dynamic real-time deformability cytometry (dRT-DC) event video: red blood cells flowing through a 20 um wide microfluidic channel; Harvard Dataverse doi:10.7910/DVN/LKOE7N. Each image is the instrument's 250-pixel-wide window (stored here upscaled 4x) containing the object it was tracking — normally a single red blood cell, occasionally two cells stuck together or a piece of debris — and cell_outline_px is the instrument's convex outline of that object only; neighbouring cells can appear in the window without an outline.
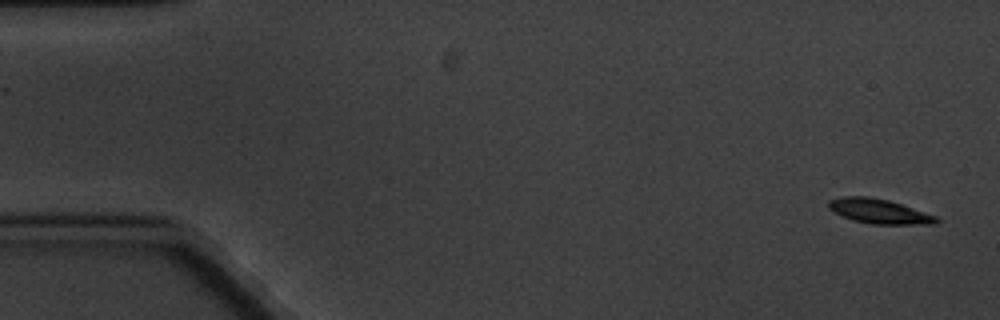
{"species": "common noctule bat (a hibernating species)", "species_latin": "Nyctalus noctula", "temperature_condition": "cold", "stored_images_in_passage": 5, "camera_frame_rate_fps": 3000, "um_per_image_px": 0.085, "animal": {"sex": "male", "body_mass_g": 20.1, "forearm_length_mm": 53.5}, "frame": {"image": 1, "passage_image": 1, "time_ms": 0.0, "image_size_px": [1000, 320], "cell_outline_px": [[940, 220], [936, 224], [872, 224], [852, 220], [828, 208], [828, 200], [844, 196], [868, 196], [888, 200], [936, 216]], "centroid_in_image_um": [74.72, 17.96], "position_along_channel_um": 10.3, "area_um2": 15.26}}
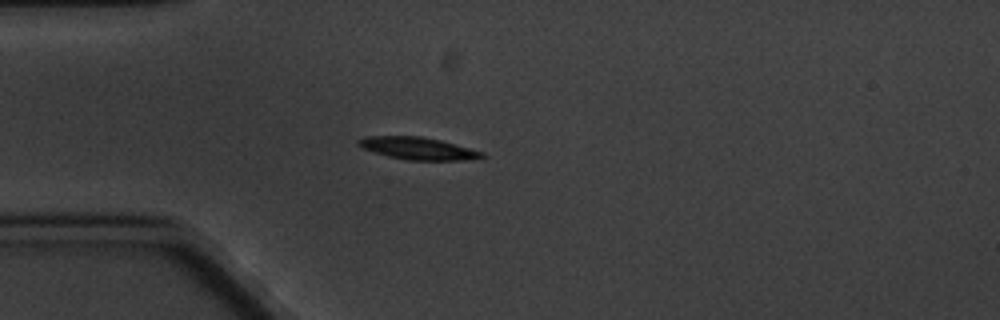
{"frame": {"image": 2, "passage_image": 5, "time_ms": 4.667, "image_size_px": [1000, 320], "cell_outline_px": [[484, 156], [460, 160], [408, 160], [388, 156], [364, 148], [356, 144], [356, 140], [364, 136], [420, 136], [440, 140], [484, 152]], "centroid_in_image_um": [35.46, 12.6], "position_along_channel_um": 49.5, "area_um2": 15.78}}